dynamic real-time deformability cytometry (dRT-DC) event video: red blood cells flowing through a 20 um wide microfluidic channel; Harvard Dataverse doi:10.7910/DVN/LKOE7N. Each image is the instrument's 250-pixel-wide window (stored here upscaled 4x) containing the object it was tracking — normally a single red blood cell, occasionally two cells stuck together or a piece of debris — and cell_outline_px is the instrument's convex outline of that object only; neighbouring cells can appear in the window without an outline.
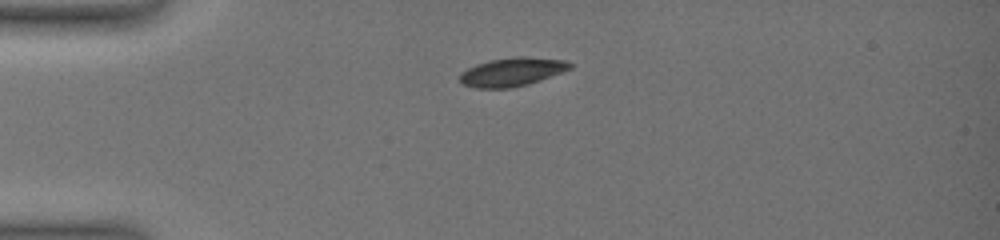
{"species": "common noctule bat (a hibernating species)", "species_latin": "Nyctalus noctula", "temperature_condition": "warm", "stored_images_in_passage": 2, "camera_frame_rate_fps": 3000, "um_per_image_px": 0.085, "animal": {"sex": "female", "body_mass_g": 19.0, "forearm_length_mm": 51.5}, "frame": {"image": 1, "passage_image": 1, "time_ms": 0.0, "image_size_px": [1000, 240], "cell_outline_px": [[572, 68], [540, 80], [528, 84], [512, 88], [476, 88], [464, 84], [460, 80], [460, 72], [476, 64], [488, 60], [516, 56], [520, 56], [564, 60], [572, 64]], "centroid_in_image_um": [43.5, 6.11], "position_along_channel_um": 41.5, "area_um2": 18.26}}